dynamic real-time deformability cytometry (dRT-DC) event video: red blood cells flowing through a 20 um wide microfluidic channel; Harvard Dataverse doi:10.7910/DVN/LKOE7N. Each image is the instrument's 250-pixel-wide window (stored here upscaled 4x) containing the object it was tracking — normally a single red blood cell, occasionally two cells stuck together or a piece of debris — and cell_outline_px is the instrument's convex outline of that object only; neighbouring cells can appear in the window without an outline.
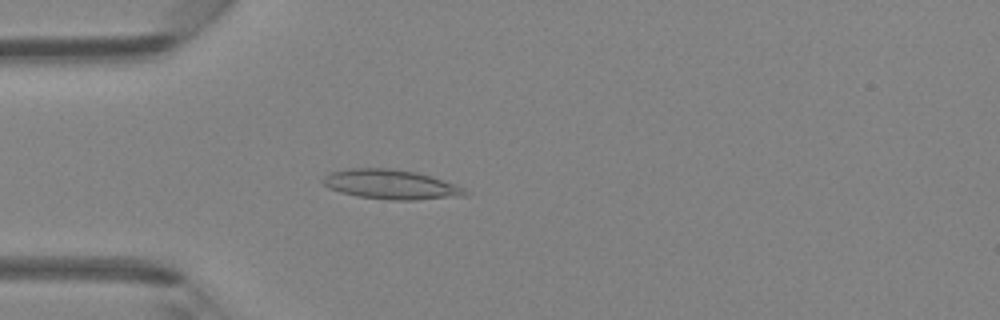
{"species": "Egyptian fruit bat (a non-hibernating species)", "species_latin": "Rousettus aegyptiacus", "temperature_condition": "room temperature", "stored_images_in_passage": 44, "camera_frame_rate_fps": 3000, "um_per_image_px": 0.085, "animal": {"sex": "female"}, "frame": {"image": 1, "passage_image": 12, "time_ms": 3.667, "image_size_px": [1000, 320], "cell_outline_px": [[468, 196], [416, 200], [392, 200], [356, 196], [340, 192], [328, 188], [320, 180], [324, 176], [332, 172], [352, 168], [388, 168], [416, 172], [432, 176], [464, 188], [468, 192]], "centroid_in_image_um": [33.23, 15.69], "position_along_channel_um": 51.8, "area_um2": 24.57}}
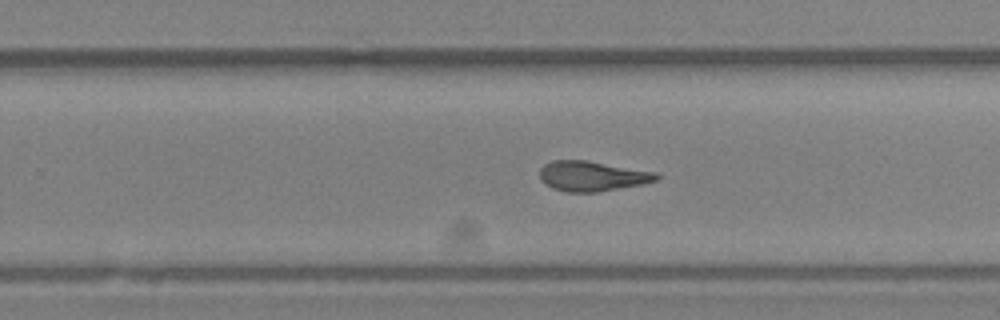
{"frame": {"image": 2, "passage_image": 28, "time_ms": 9.0, "image_size_px": [1000, 320], "cell_outline_px": [[660, 180], [644, 184], [596, 192], [568, 192], [552, 188], [540, 180], [540, 168], [544, 164], [552, 160], [584, 160], [656, 172], [660, 176]], "centroid_in_image_um": [50.34, 14.97], "position_along_channel_um": 279.5, "area_um2": 20.46}}
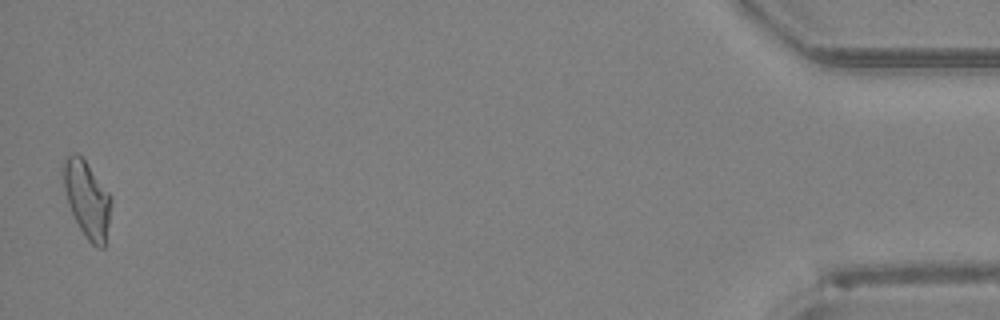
{"frame": {"image": 3, "passage_image": 44, "time_ms": 14.333, "image_size_px": [1000, 320], "cell_outline_px": [[112, 200], [104, 248], [96, 248], [84, 236], [68, 204], [60, 172], [60, 168], [64, 156], [72, 152], [76, 152], [84, 160], [112, 196]], "centroid_in_image_um": [7.36, 16.88], "position_along_channel_um": 427.8, "area_um2": 21.56}}